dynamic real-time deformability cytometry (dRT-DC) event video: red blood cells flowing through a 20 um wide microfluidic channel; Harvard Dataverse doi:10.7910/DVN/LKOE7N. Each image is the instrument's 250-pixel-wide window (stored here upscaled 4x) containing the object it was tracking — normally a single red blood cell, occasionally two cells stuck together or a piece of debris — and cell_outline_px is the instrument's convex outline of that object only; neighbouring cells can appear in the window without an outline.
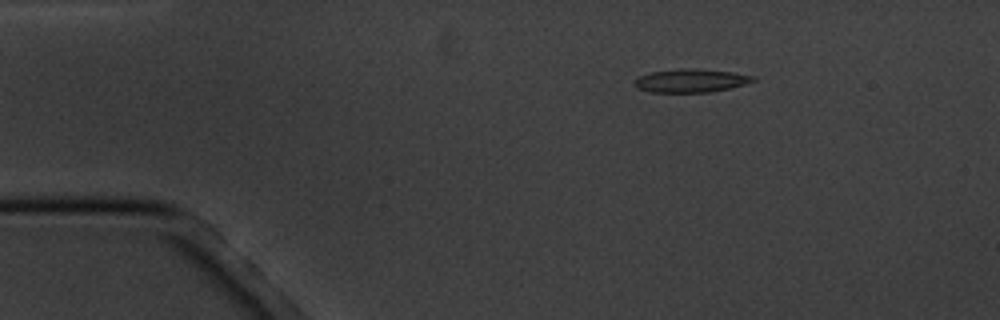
{"species": "common noctule bat (a hibernating species)", "species_latin": "Nyctalus noctula", "temperature_condition": "cold", "stored_images_in_passage": 5, "camera_frame_rate_fps": 3000, "um_per_image_px": 0.085, "animal": {"sex": "male", "body_mass_g": 20.1, "forearm_length_mm": 53.5}, "frame": {"image": 1, "passage_image": 3, "time_ms": 2.333, "image_size_px": [1000, 320], "cell_outline_px": [[756, 80], [744, 84], [728, 88], [708, 92], [652, 92], [636, 88], [636, 80], [640, 76], [652, 72], [684, 68], [696, 68], [732, 72], [752, 76]], "centroid_in_image_um": [58.72, 6.85], "position_along_channel_um": 26.3, "area_um2": 15.78}}